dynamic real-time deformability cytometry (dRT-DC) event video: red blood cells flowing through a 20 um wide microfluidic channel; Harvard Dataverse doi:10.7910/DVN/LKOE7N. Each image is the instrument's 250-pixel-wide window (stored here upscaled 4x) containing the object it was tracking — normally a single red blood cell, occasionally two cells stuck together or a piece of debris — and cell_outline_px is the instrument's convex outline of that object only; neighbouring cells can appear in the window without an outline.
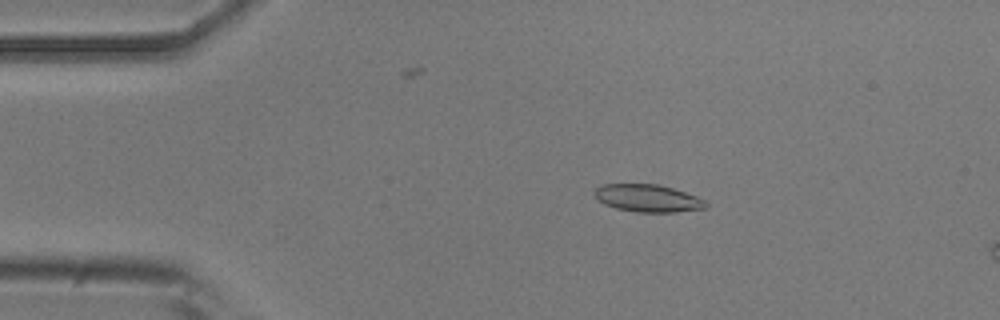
{"species": "common noctule bat (a hibernating species)", "species_latin": "Nyctalus noctula", "temperature_condition": "room temperature", "stored_images_in_passage": 15, "camera_frame_rate_fps": 3000, "um_per_image_px": 0.085, "animal": {"sex": "male", "body_mass_g": 20.5, "forearm_length_mm": 52.5}, "frame": {"image": 1, "passage_image": 9, "time_ms": 2.667, "image_size_px": [1000, 320], "cell_outline_px": [[708, 204], [704, 208], [676, 212], [636, 212], [616, 208], [604, 204], [596, 200], [592, 192], [596, 188], [604, 184], [656, 184], [672, 188], [696, 196], [704, 200]], "centroid_in_image_um": [55.0, 16.85], "position_along_channel_um": 30.0, "area_um2": 17.8}}